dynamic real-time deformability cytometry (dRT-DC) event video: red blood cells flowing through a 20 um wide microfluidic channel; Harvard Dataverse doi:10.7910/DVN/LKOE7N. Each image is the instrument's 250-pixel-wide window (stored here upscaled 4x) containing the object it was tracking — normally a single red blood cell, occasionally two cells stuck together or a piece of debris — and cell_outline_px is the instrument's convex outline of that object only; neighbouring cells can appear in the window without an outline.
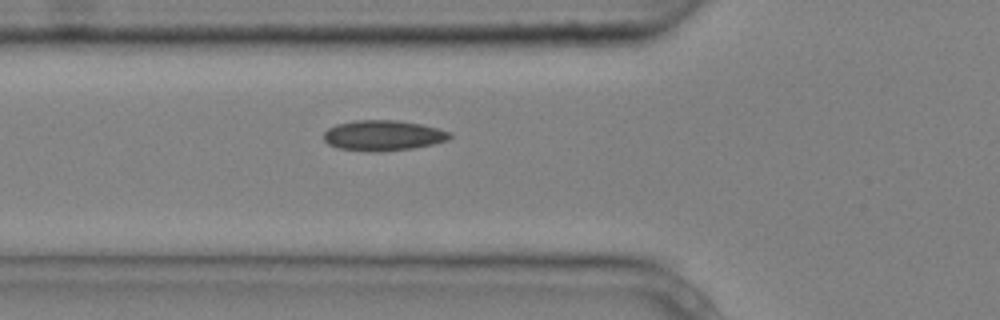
{"species": "common noctule bat (a hibernating species)", "species_latin": "Nyctalus noctula", "temperature_condition": "cold", "stored_images_in_passage": 6, "camera_frame_rate_fps": 3000, "um_per_image_px": 0.085, "animal": {"sex": "male", "body_mass_g": 20.4}, "frame": {"image": 1, "passage_image": 6, "time_ms": 1.667, "image_size_px": [1000, 320], "cell_outline_px": [[452, 136], [448, 140], [432, 144], [412, 148], [376, 152], [340, 148], [328, 144], [324, 140], [324, 132], [328, 128], [336, 124], [356, 120], [396, 120], [420, 124], [452, 132]], "centroid_in_image_um": [32.56, 11.51], "position_along_channel_um": 93.2, "area_um2": 22.2}}